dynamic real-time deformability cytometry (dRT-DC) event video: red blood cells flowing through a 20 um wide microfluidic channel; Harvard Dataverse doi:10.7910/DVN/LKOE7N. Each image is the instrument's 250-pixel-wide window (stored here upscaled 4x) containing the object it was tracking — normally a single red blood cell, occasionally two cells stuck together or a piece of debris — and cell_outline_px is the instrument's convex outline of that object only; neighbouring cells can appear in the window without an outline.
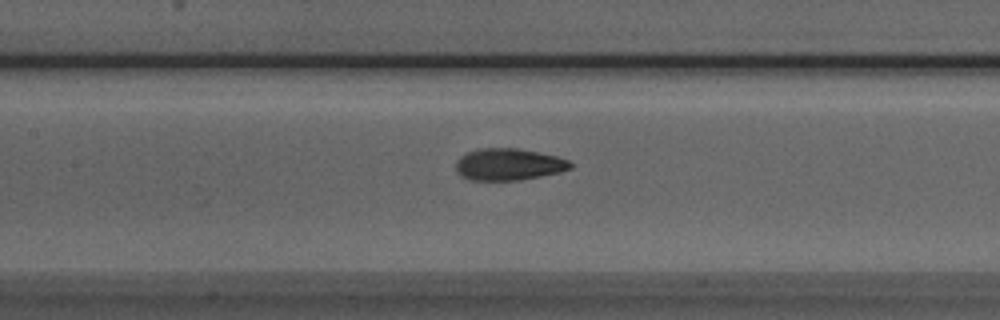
{"species": "Egyptian fruit bat (a non-hibernating species)", "species_latin": "Rousettus aegyptiacus", "temperature_condition": "room temperature", "stored_images_in_passage": 43, "camera_frame_rate_fps": 3000, "um_per_image_px": 0.085, "animal": {"sex": "male"}, "frame": {"image": 1, "passage_image": 21, "time_ms": 6.667, "image_size_px": [1000, 320], "cell_outline_px": [[572, 168], [560, 172], [520, 180], [468, 180], [460, 176], [456, 172], [456, 160], [460, 156], [468, 152], [480, 148], [516, 148], [556, 156], [568, 160], [572, 164]], "centroid_in_image_um": [43.19, 13.98], "position_along_channel_um": 164.2, "area_um2": 21.27}}
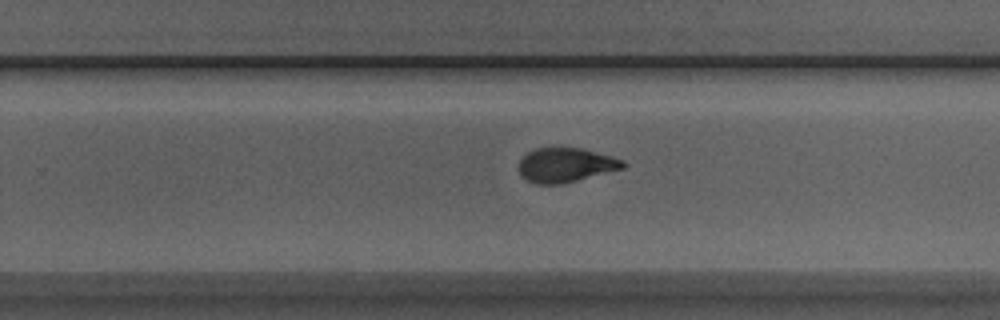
{"frame": {"image": 2, "passage_image": 30, "time_ms": 9.667, "image_size_px": [1000, 320], "cell_outline_px": [[628, 164], [624, 168], [560, 184], [536, 184], [528, 180], [520, 172], [520, 160], [528, 152], [536, 148], [580, 148], [612, 156], [624, 160]], "centroid_in_image_um": [48.12, 14.02], "position_along_channel_um": 281.7, "area_um2": 20.52}}
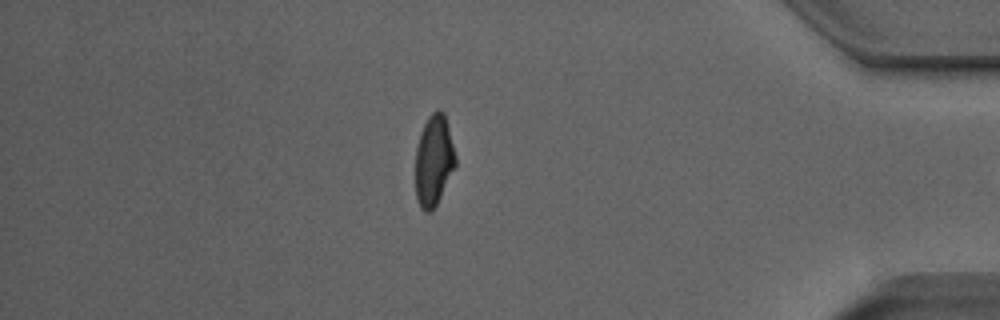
{"frame": {"image": 3, "passage_image": 42, "time_ms": 13.667, "image_size_px": [1000, 320], "cell_outline_px": [[456, 164], [436, 204], [428, 212], [424, 212], [420, 208], [416, 200], [416, 148], [420, 132], [428, 116], [436, 108], [440, 108], [444, 112], [456, 156]], "centroid_in_image_um": [36.86, 13.6], "position_along_channel_um": 398.3, "area_um2": 21.1}}